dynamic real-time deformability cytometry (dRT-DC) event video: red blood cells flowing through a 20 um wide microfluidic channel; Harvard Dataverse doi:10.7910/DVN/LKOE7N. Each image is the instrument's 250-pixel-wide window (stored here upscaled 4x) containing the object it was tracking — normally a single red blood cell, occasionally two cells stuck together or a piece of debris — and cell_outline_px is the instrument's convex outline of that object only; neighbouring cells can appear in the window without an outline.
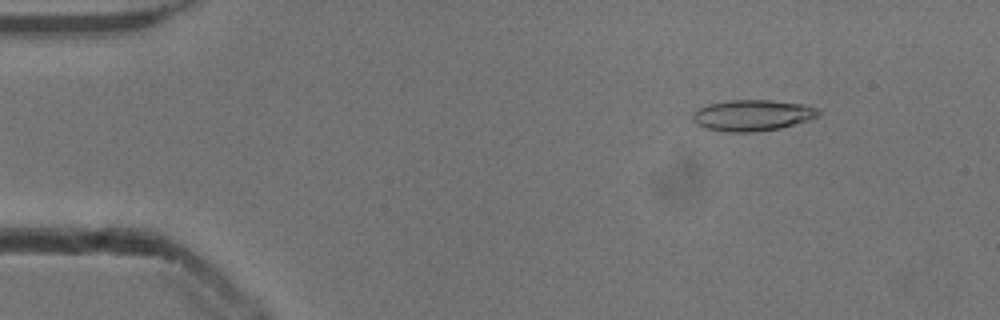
{"species": "common noctule bat (a hibernating species)", "species_latin": "Nyctalus noctula", "temperature_condition": "cold", "stored_images_in_passage": 53, "camera_frame_rate_fps": 3000, "um_per_image_px": 0.085, "animal": {"sex": "male", "body_mass_g": 13.3}, "frame": {"image": 1, "passage_image": 7, "time_ms": 2.0, "image_size_px": [1000, 320], "cell_outline_px": [[820, 116], [808, 120], [780, 128], [756, 132], [728, 132], [704, 128], [696, 124], [692, 120], [692, 116], [700, 108], [708, 104], [728, 100], [772, 100], [804, 104], [816, 108], [820, 112]], "centroid_in_image_um": [63.96, 9.8], "position_along_channel_um": 21.0, "area_um2": 22.83}}
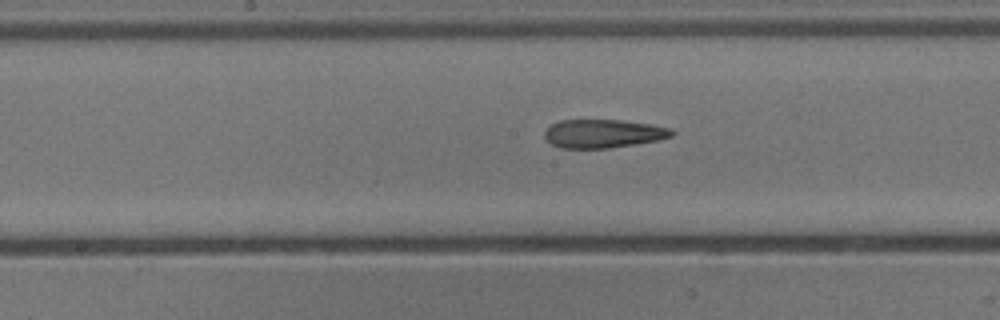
{"frame": {"image": 2, "passage_image": 27, "time_ms": 8.667, "image_size_px": [1000, 320], "cell_outline_px": [[676, 132], [672, 136], [656, 140], [608, 148], [560, 148], [552, 144], [544, 136], [544, 132], [552, 124], [560, 120], [624, 120], [672, 128]], "centroid_in_image_um": [51.27, 11.35], "position_along_channel_um": 196.9, "area_um2": 20.92}}
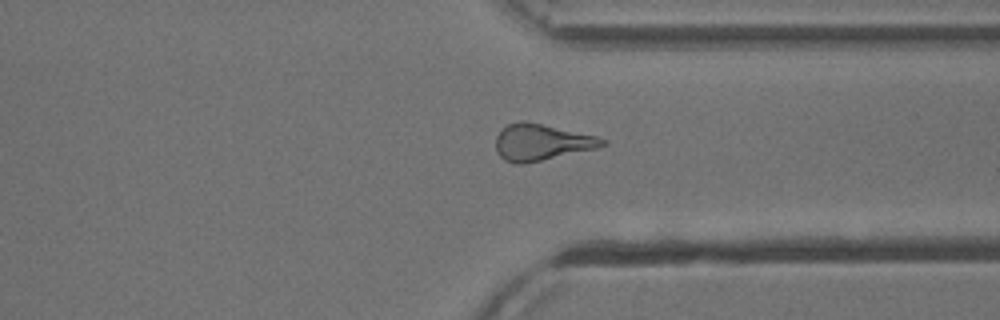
{"frame": {"image": 3, "passage_image": 40, "time_ms": 13.0, "image_size_px": [1000, 320], "cell_outline_px": [[608, 144], [596, 148], [524, 164], [516, 164], [504, 160], [496, 152], [496, 136], [500, 128], [508, 124], [520, 120], [540, 124], [596, 136], [604, 140]], "centroid_in_image_um": [45.96, 12.1], "position_along_channel_um": 365.4, "area_um2": 22.37}, "authors_computed_cell_mechanics": {"area_um2": 22.1952, "velocity_mm_per_s": 3.8938, "shape_relaxation_time_tau1_ms": null, "shape_relaxation_time_tau2_ms": 3.5343, "deformation_change_tau1": null, "deformation_change_tau2": 0.1494}}